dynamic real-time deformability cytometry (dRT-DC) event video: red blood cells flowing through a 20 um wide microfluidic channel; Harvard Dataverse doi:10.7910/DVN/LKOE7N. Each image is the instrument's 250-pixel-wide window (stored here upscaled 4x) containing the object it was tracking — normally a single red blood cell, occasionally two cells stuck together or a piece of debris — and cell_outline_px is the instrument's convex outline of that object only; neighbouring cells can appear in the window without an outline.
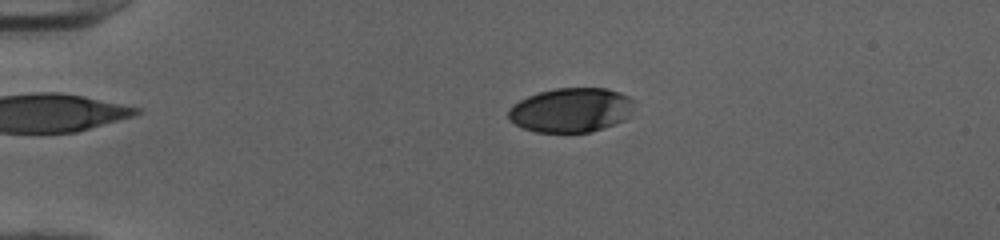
{"species": "human", "species_latin": "Homo sapiens", "temperature_condition": "cold", "stored_images_in_passage": 49, "camera_frame_rate_fps": 3000, "um_per_image_px": 0.085, "donor": {"sex": "female"}, "frame": {"image": 1, "passage_image": 9, "time_ms": 2.667, "image_size_px": [1000, 240], "cell_outline_px": [[632, 116], [616, 124], [604, 128], [588, 132], [536, 132], [524, 128], [508, 120], [508, 108], [512, 104], [528, 96], [540, 92], [556, 88], [608, 88], [620, 92], [628, 96], [632, 100]], "centroid_in_image_um": [48.55, 9.35], "position_along_channel_um": 36.5, "area_um2": 32.71}}
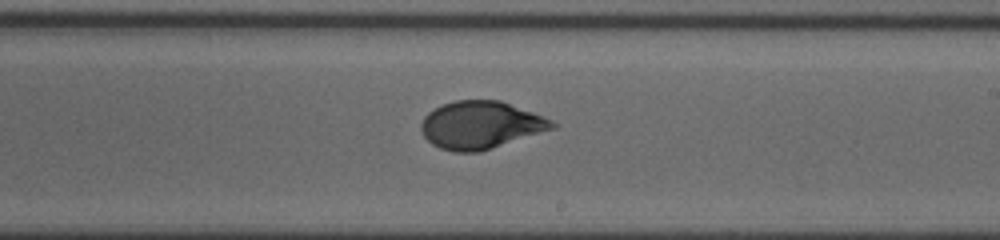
{"frame": {"image": 2, "passage_image": 29, "time_ms": 9.333, "image_size_px": [1000, 240], "cell_outline_px": [[556, 128], [480, 152], [452, 152], [440, 148], [432, 144], [424, 136], [420, 128], [420, 124], [424, 116], [428, 112], [444, 104], [456, 100], [500, 100], [544, 116], [552, 120], [556, 124]], "centroid_in_image_um": [40.86, 10.63], "position_along_channel_um": 248.1, "area_um2": 36.41}}
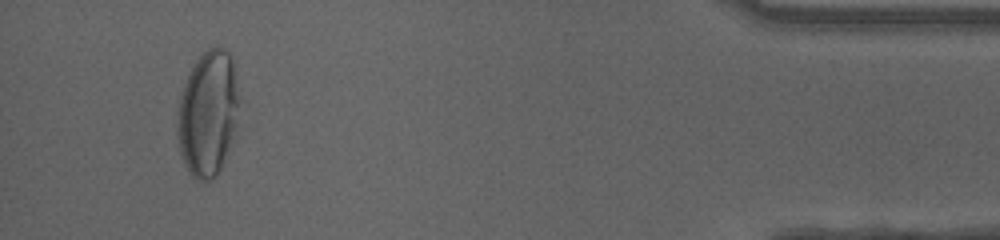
{"frame": {"image": 3, "passage_image": 46, "time_ms": 15.0, "image_size_px": [1000, 240], "cell_outline_px": [[244, 104], [232, 140], [220, 168], [216, 176], [212, 180], [204, 184], [196, 180], [188, 172], [180, 156], [176, 132], [176, 112], [180, 96], [184, 84], [196, 60], [208, 48], [216, 44], [224, 48], [232, 56]], "centroid_in_image_um": [17.72, 9.64], "position_along_channel_um": 417.5, "area_um2": 47.11}, "authors_computed_cell_mechanics": {"area_um2": 36.125, "velocity_mm_per_s": 4.0173, "shape_relaxation_time_tau1_ms": 8.6064, "shape_relaxation_time_tau2_ms": null, "deformation_change_tau1": 0.2807, "deformation_change_tau2": null}}